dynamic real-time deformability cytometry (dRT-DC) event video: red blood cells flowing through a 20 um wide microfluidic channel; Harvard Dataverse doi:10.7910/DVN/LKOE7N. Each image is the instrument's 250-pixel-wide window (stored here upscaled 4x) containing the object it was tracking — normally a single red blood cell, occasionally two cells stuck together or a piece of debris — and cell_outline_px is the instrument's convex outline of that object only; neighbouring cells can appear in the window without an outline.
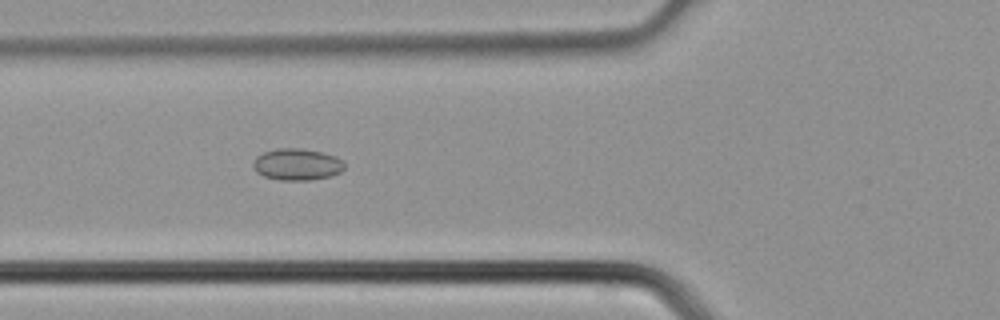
{"species": "common noctule bat (a hibernating species)", "species_latin": "Nyctalus noctula", "temperature_condition": "cold", "stored_images_in_passage": 3, "camera_frame_rate_fps": 3000, "um_per_image_px": 0.085, "animal": {"sex": "male", "body_mass_g": 21.5, "forearm_length_mm": 52.0}, "frame": {"image": 1, "passage_image": 3, "time_ms": 0.667, "image_size_px": [1000, 320], "cell_outline_px": [[344, 168], [340, 172], [332, 176], [308, 180], [280, 180], [264, 176], [256, 172], [252, 168], [252, 164], [256, 156], [264, 152], [276, 148], [300, 148], [320, 152], [336, 156], [344, 164]], "centroid_in_image_um": [25.21, 13.97], "position_along_channel_um": 100.6, "area_um2": 16.88}}